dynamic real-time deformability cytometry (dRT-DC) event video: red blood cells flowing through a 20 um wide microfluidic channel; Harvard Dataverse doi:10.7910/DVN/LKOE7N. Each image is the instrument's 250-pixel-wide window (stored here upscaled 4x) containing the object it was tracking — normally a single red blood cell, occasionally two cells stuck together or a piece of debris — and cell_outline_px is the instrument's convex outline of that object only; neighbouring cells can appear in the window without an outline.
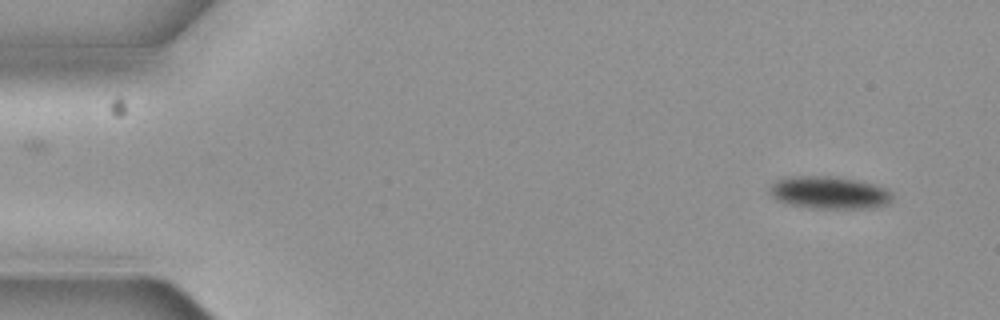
{"species": "common noctule bat (a hibernating species)", "species_latin": "Nyctalus noctula", "temperature_condition": "cold", "stored_images_in_passage": 4, "camera_frame_rate_fps": 3000, "um_per_image_px": 0.085, "animal": {"sex": "female", "body_mass_g": 19.3, "forearm_length_mm": 54.1}, "frame": {"image": 1, "passage_image": 1, "time_ms": 0.0, "image_size_px": [1000, 320], "cell_outline_px": [[892, 200], [888, 204], [876, 208], [808, 208], [788, 204], [776, 200], [768, 192], [772, 184], [776, 180], [800, 176], [824, 176], [852, 180], [872, 184], [884, 188], [892, 196]], "centroid_in_image_um": [70.45, 16.4], "position_along_channel_um": 14.5, "area_um2": 22.89}}
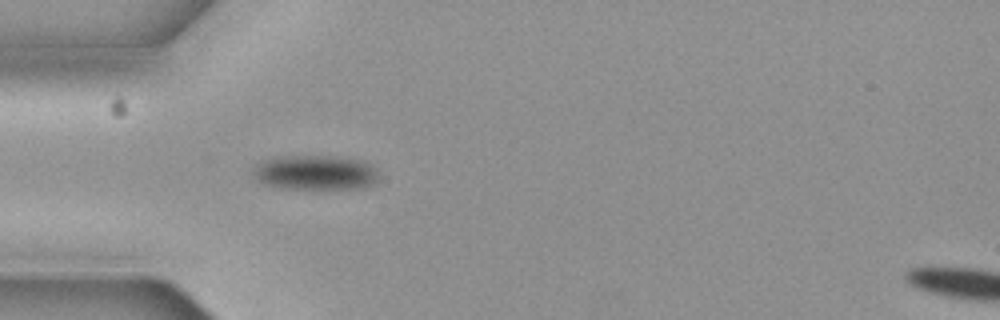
{"frame": {"image": 2, "passage_image": 4, "time_ms": 1.0, "image_size_px": [1000, 320], "cell_outline_px": [[380, 180], [372, 184], [360, 188], [280, 188], [264, 184], [252, 172], [252, 168], [256, 164], [264, 160], [280, 156], [328, 156], [360, 160], [372, 164], [376, 168], [380, 176]], "centroid_in_image_um": [26.84, 14.66], "position_along_channel_um": 58.2, "area_um2": 25.37}}